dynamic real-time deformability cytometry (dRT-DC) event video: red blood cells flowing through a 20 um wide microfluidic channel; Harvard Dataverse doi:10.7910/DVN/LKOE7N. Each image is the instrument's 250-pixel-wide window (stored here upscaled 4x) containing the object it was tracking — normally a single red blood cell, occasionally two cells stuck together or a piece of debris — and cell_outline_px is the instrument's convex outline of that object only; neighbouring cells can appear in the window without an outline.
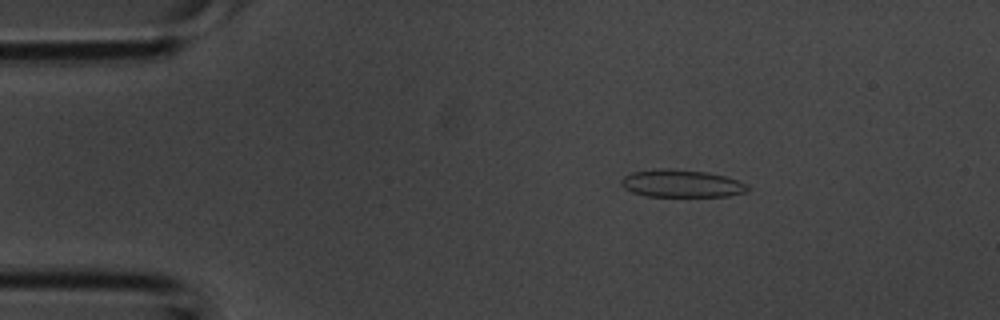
{"species": "common noctule bat (a hibernating species)", "species_latin": "Nyctalus noctula", "temperature_condition": "room temperature", "stored_images_in_passage": 3, "camera_frame_rate_fps": 3000, "um_per_image_px": 0.085, "animal": {"sex": "male", "body_mass_g": 20.1, "forearm_length_mm": 53.5}, "frame": {"image": 1, "passage_image": 2, "time_ms": 0.333, "image_size_px": [1000, 320], "cell_outline_px": [[748, 192], [728, 196], [644, 196], [632, 192], [624, 188], [620, 184], [620, 180], [624, 176], [632, 172], [660, 168], [668, 168], [704, 172], [724, 176], [736, 180], [744, 184], [748, 188]], "centroid_in_image_um": [57.87, 15.6], "position_along_channel_um": 27.1, "area_um2": 20.17}}